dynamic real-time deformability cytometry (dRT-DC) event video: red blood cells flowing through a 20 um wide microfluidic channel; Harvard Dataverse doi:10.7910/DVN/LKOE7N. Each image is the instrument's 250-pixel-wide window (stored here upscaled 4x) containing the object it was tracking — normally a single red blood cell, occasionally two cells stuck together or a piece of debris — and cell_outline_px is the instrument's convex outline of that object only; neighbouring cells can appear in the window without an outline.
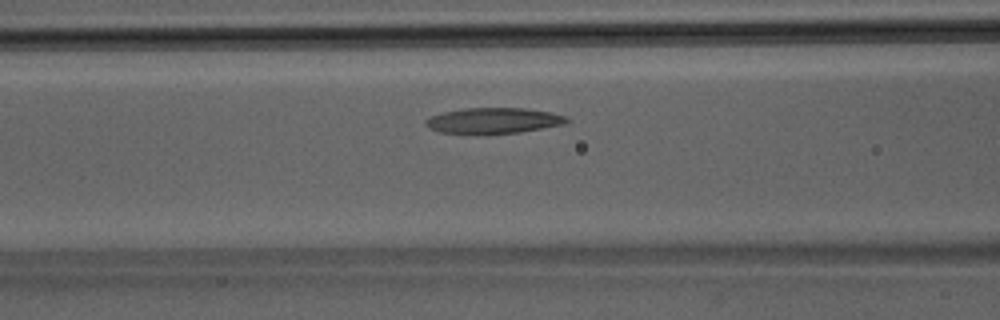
{"species": "Egyptian fruit bat (a non-hibernating species)", "species_latin": "Rousettus aegyptiacus", "temperature_condition": "room temperature", "stored_images_in_passage": 30, "camera_frame_rate_fps": 3000, "um_per_image_px": 0.085, "animal": {"sex": "male"}, "frame": {"image": 1, "passage_image": 9, "time_ms": 2.667, "image_size_px": [1000, 320], "cell_outline_px": [[572, 120], [564, 124], [520, 132], [488, 136], [476, 136], [440, 132], [428, 128], [424, 124], [424, 120], [440, 112], [464, 108], [524, 108], [552, 112], [568, 116]], "centroid_in_image_um": [41.92, 10.28], "position_along_channel_um": 124.7, "area_um2": 22.14}}
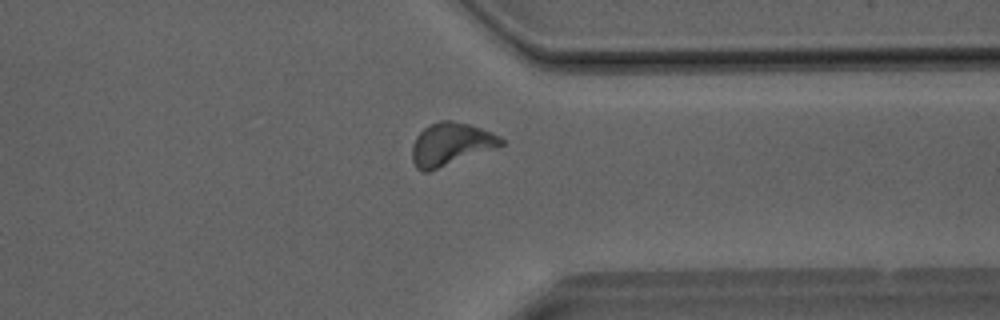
{"frame": {"image": 2, "passage_image": 24, "time_ms": 7.667, "image_size_px": [1000, 320], "cell_outline_px": [[504, 144], [496, 148], [428, 172], [420, 172], [416, 168], [412, 160], [412, 144], [416, 136], [424, 128], [440, 120], [452, 120], [468, 124], [492, 132], [500, 136], [504, 140]], "centroid_in_image_um": [38.3, 12.26], "position_along_channel_um": 373.1, "area_um2": 22.2}}
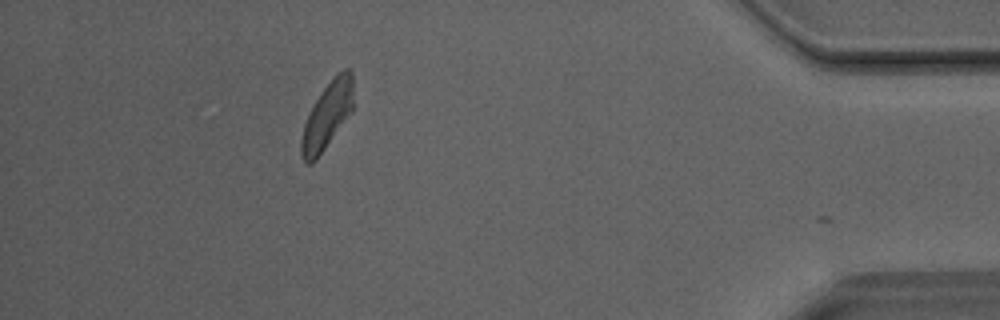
{"frame": {"image": 3, "passage_image": 29, "time_ms": 9.333, "image_size_px": [1000, 320], "cell_outline_px": [[352, 108], [316, 160], [312, 164], [308, 164], [300, 156], [300, 140], [304, 124], [308, 112], [324, 88], [336, 72], [344, 68], [348, 68], [352, 72]], "centroid_in_image_um": [27.76, 9.81], "position_along_channel_um": 407.4, "area_um2": 19.77}}